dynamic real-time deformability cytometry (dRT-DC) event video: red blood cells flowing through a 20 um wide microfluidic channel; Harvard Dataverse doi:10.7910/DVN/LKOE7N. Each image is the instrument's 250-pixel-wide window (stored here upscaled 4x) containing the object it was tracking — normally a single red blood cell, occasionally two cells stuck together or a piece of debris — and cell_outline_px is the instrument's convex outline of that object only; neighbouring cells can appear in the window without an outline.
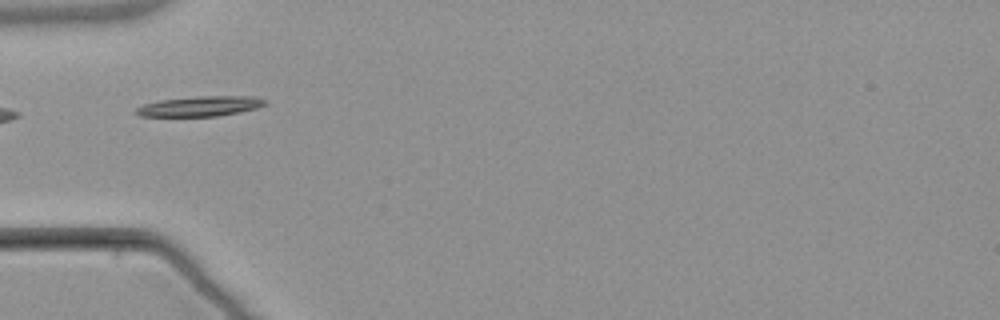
{"species": "common noctule bat (a hibernating species)", "species_latin": "Nyctalus noctula", "temperature_condition": "warm", "stored_images_in_passage": 4, "camera_frame_rate_fps": 3000, "um_per_image_px": 0.085, "animal": {"sex": "male", "body_mass_g": 21.5, "forearm_length_mm": 52.0}, "frame": {"image": 1, "passage_image": 3, "time_ms": 2.333, "image_size_px": [1000, 320], "cell_outline_px": [[268, 104], [256, 108], [240, 112], [216, 116], [140, 116], [136, 112], [136, 108], [144, 104], [160, 100], [196, 96], [256, 96], [268, 100]], "centroid_in_image_um": [17.08, 9.02], "position_along_channel_um": 67.9, "area_um2": 15.14}}
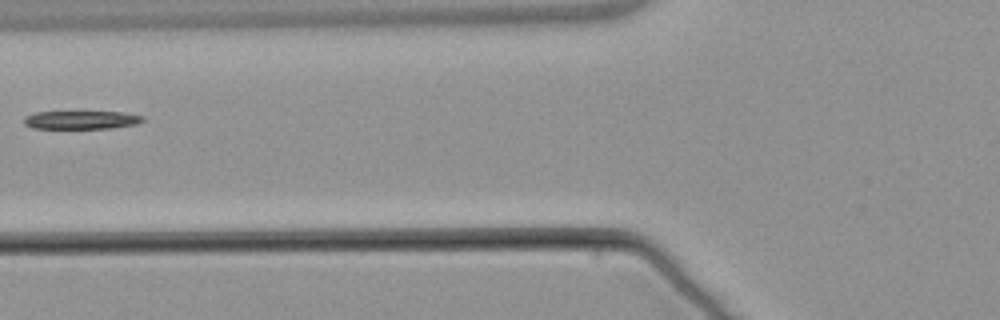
{"frame": {"image": 2, "passage_image": 4, "time_ms": 3.667, "image_size_px": [1000, 320], "cell_outline_px": [[144, 120], [136, 124], [112, 128], [32, 128], [24, 124], [24, 116], [36, 112], [124, 112], [144, 116]], "centroid_in_image_um": [6.91, 10.19], "position_along_channel_um": 118.9, "area_um2": 12.6}}